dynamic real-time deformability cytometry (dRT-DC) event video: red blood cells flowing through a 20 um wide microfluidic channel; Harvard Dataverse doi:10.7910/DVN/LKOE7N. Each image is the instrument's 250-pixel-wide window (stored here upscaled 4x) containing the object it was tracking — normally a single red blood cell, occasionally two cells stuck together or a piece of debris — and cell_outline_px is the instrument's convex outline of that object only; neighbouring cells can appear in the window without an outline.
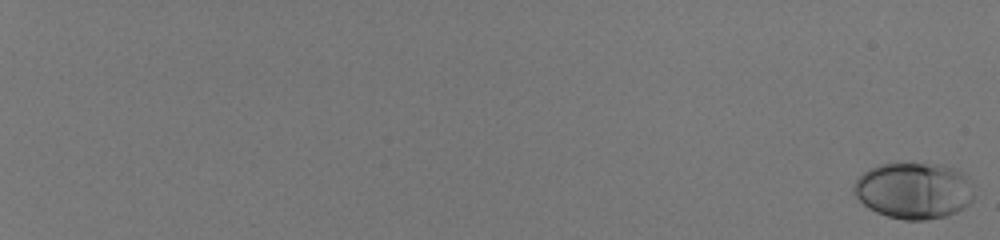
{"species": "human", "species_latin": "Homo sapiens", "temperature_condition": "room temperature", "stored_images_in_passage": 59, "camera_frame_rate_fps": 3000, "um_per_image_px": 0.085, "donor": {"sex": "male"}, "frame": {"image": 1, "passage_image": 1, "time_ms": 0.0, "image_size_px": [1000, 240], "cell_outline_px": [[972, 200], [964, 208], [956, 212], [944, 216], [924, 220], [904, 220], [888, 216], [876, 212], [868, 208], [852, 192], [852, 188], [856, 180], [864, 172], [880, 164], [936, 164], [956, 168], [968, 176], [972, 196]], "centroid_in_image_um": [77.66, 16.2], "position_along_channel_um": 7.3, "area_um2": 39.25}}
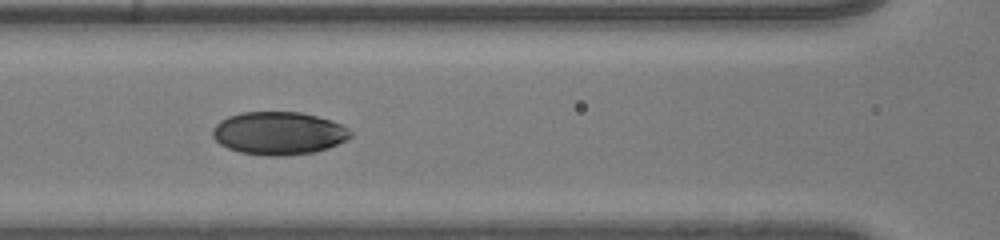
{"frame": {"image": 2, "passage_image": 34, "time_ms": 11.0, "image_size_px": [1000, 240], "cell_outline_px": [[352, 136], [328, 148], [312, 152], [280, 156], [268, 156], [240, 152], [228, 148], [220, 144], [212, 136], [212, 128], [220, 120], [228, 116], [240, 112], [300, 112], [332, 120], [348, 128], [352, 132]], "centroid_in_image_um": [23.66, 11.31], "position_along_channel_um": 142.9, "area_um2": 34.45}}
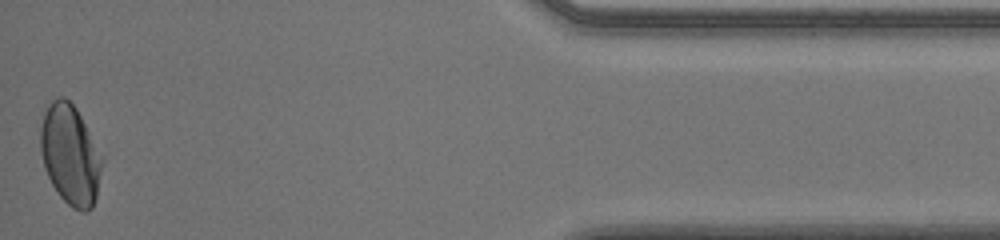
{"frame": {"image": 3, "passage_image": 59, "time_ms": 19.333, "image_size_px": [1000, 240], "cell_outline_px": [[100, 172], [96, 196], [92, 208], [88, 212], [80, 212], [72, 208], [60, 196], [52, 184], [44, 168], [40, 152], [40, 128], [44, 112], [48, 104], [52, 100], [60, 96], [64, 96], [76, 108], [84, 124], [100, 160]], "centroid_in_image_um": [5.89, 13.17], "position_along_channel_um": 429.3, "area_um2": 34.97}, "authors_computed_cell_mechanics": {"area_um2": 34.7378, "velocity_mm_per_s": 4.041, "shape_relaxation_time_tau1_ms": 4.1216, "shape_relaxation_time_tau2_ms": 0.7987, "deformation_change_tau1": 0.1619, "deformation_change_tau2": 0.0269}}